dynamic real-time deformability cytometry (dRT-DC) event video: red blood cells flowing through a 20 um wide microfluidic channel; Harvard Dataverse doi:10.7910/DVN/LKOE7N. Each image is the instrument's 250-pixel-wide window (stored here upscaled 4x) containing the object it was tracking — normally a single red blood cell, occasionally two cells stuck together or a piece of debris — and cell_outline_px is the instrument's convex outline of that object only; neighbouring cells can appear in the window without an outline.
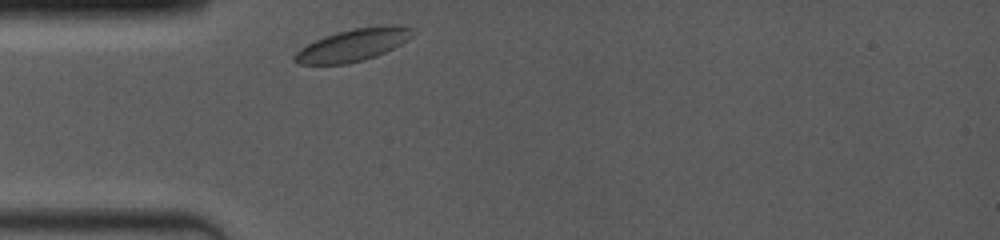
{"species": "common noctule bat (a hibernating species)", "species_latin": "Nyctalus noctula", "temperature_condition": "room temperature", "stored_images_in_passage": 1, "camera_frame_rate_fps": 4000, "um_per_image_px": 0.085, "animal": {"sex": "female", "body_mass_g": 19.0, "forearm_length_mm": 53.3}, "frame": {"image": 1, "passage_image": 1, "time_ms": 0.0, "image_size_px": [1000, 240], "cell_outline_px": [[416, 28], [412, 36], [400, 44], [376, 56], [364, 60], [344, 64], [296, 64], [292, 60], [292, 56], [300, 48], [324, 36], [336, 32], [356, 28], [384, 24], [396, 24]], "centroid_in_image_um": [30.02, 3.81], "position_along_channel_um": 55.0, "area_um2": 22.37}}